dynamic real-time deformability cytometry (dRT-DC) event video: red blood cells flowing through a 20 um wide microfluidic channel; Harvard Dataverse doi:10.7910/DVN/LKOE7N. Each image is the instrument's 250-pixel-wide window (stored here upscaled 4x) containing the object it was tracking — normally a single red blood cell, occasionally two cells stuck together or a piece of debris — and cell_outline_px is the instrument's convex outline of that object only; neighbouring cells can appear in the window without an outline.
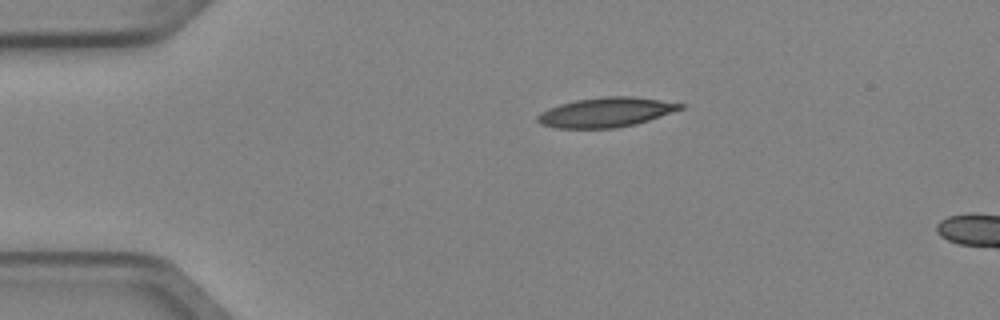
{"species": "Egyptian fruit bat (a non-hibernating species)", "species_latin": "Rousettus aegyptiacus", "temperature_condition": "cold", "stored_images_in_passage": 2, "segment_of_instrument_passage": [1, 2], "camera_frame_rate_fps": 3000, "um_per_image_px": 0.085, "animal": {"sex": "female"}, "frame": {"image": 1, "passage_image": 1, "time_ms": 0.0, "image_size_px": [1000, 320], "cell_outline_px": [[684, 108], [636, 124], [616, 128], [556, 128], [540, 124], [536, 120], [536, 116], [548, 108], [560, 104], [576, 100], [604, 96], [632, 96], [660, 100], [684, 104]], "centroid_in_image_um": [51.48, 9.54], "position_along_channel_um": 33.5, "area_um2": 24.57}}